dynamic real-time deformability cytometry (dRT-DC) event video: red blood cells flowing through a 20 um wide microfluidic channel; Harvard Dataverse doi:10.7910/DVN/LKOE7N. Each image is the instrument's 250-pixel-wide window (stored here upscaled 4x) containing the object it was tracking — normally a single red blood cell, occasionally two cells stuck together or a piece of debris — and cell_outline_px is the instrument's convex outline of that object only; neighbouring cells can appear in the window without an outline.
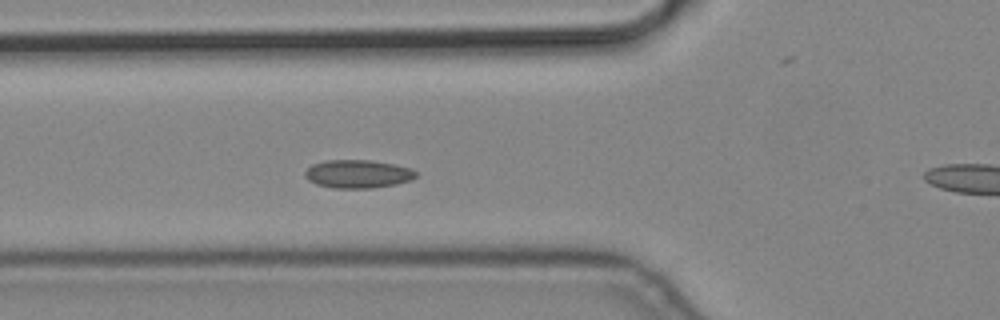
{"species": "common noctule bat (a hibernating species)", "species_latin": "Nyctalus noctula", "temperature_condition": "cold", "stored_images_in_passage": 6, "camera_frame_rate_fps": 3000, "um_per_image_px": 0.085, "animal": {"sex": "male", "body_mass_g": 19.2, "forearm_length_mm": 51.8}, "frame": {"image": 1, "passage_image": 5, "time_ms": 1.333, "image_size_px": [1000, 320], "cell_outline_px": [[416, 176], [412, 180], [396, 184], [372, 188], [332, 188], [316, 184], [308, 180], [304, 176], [304, 172], [312, 164], [324, 160], [372, 160], [412, 168], [416, 172]], "centroid_in_image_um": [30.4, 14.78], "position_along_channel_um": 95.4, "area_um2": 18.38}}